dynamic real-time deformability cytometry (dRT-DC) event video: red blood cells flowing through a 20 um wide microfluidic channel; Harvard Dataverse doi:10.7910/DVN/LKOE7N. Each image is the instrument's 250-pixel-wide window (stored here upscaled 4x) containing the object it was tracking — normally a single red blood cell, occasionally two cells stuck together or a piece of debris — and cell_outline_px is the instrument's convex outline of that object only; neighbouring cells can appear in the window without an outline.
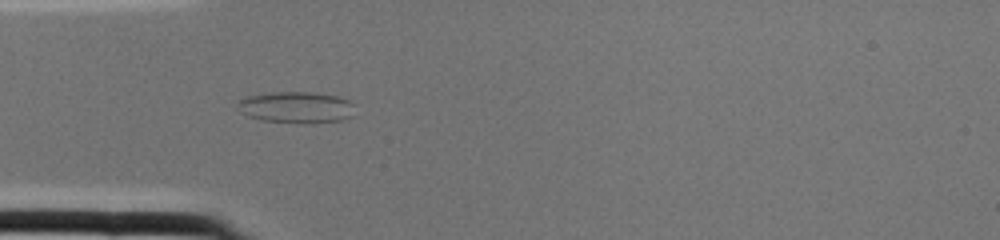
{"species": "common noctule bat (a hibernating species)", "species_latin": "Nyctalus noctula", "temperature_condition": "cold", "stored_images_in_passage": 2, "camera_frame_rate_fps": 3000, "um_per_image_px": 0.085, "animal": {"sex": "female", "body_mass_g": 22.0, "forearm_length_mm": 56.7}, "frame": {"image": 1, "passage_image": 2, "time_ms": 0.333, "image_size_px": [1000, 240], "cell_outline_px": [[352, 116], [340, 120], [312, 124], [300, 124], [260, 120], [248, 116], [240, 112], [236, 104], [240, 100], [248, 96], [268, 92], [312, 92], [340, 96], [348, 100], [352, 104]], "centroid_in_image_um": [25.16, 9.13], "position_along_channel_um": 59.8, "area_um2": 21.79}}